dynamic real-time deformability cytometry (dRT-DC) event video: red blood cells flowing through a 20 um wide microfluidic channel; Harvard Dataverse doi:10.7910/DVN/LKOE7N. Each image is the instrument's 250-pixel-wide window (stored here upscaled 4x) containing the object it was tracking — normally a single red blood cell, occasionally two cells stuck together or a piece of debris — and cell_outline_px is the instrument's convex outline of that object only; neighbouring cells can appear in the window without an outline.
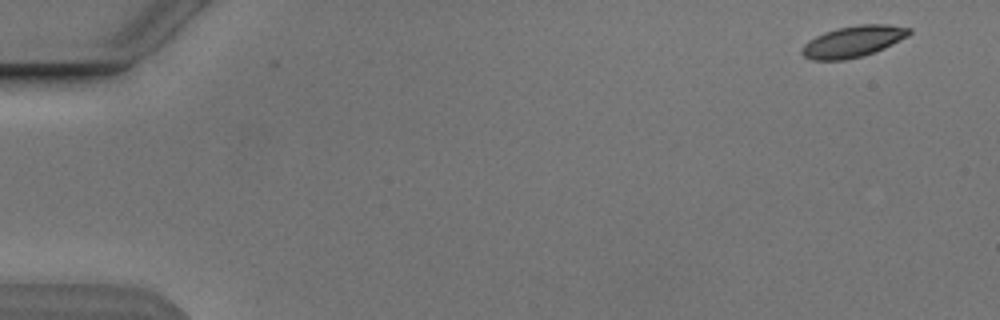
{"species": "Egyptian fruit bat (a non-hibernating species)", "species_latin": "Rousettus aegyptiacus", "temperature_condition": "cold", "stored_images_in_passage": 9, "camera_frame_rate_fps": 3000, "um_per_image_px": 0.085, "animal": {"sex": "male"}, "frame": {"image": 1, "passage_image": 1, "time_ms": 0.0, "image_size_px": [1000, 320], "cell_outline_px": [[912, 32], [908, 36], [884, 48], [860, 56], [844, 60], [812, 60], [804, 56], [800, 52], [800, 48], [808, 40], [824, 32], [836, 28], [856, 24], [888, 24], [912, 28]], "centroid_in_image_um": [72.5, 3.51], "position_along_channel_um": 12.5, "area_um2": 19.65}}
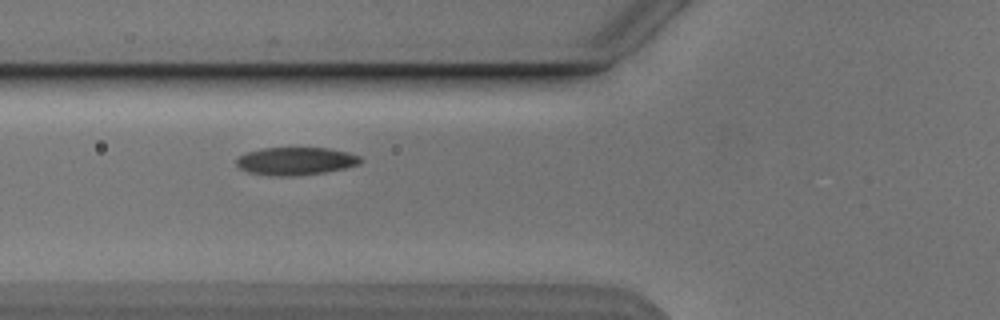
{"frame": {"image": 2, "passage_image": 6, "time_ms": 6.0, "image_size_px": [1000, 320], "cell_outline_px": [[364, 160], [360, 164], [344, 168], [324, 172], [292, 176], [272, 176], [248, 172], [240, 168], [236, 164], [236, 160], [240, 156], [248, 152], [260, 148], [328, 148], [348, 152], [360, 156]], "centroid_in_image_um": [25.15, 13.69], "position_along_channel_um": 100.6, "area_um2": 20.11}}
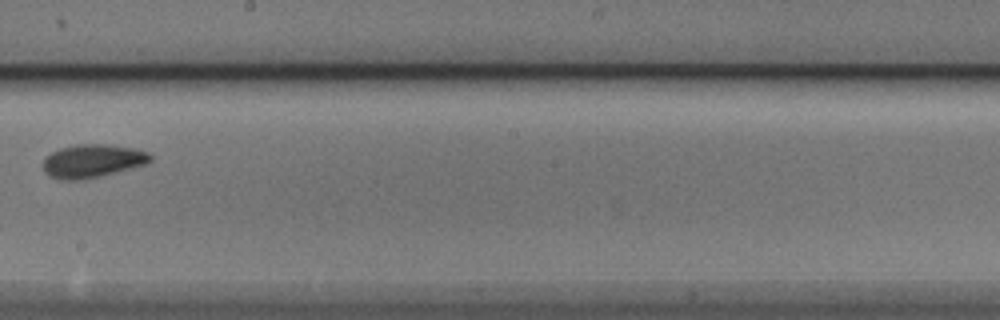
{"frame": {"image": 3, "passage_image": 9, "time_ms": 9.667, "image_size_px": [1000, 320], "cell_outline_px": [[152, 160], [148, 164], [84, 180], [60, 180], [48, 176], [44, 172], [44, 156], [60, 148], [76, 144], [112, 144], [136, 148], [148, 152], [152, 156]], "centroid_in_image_um": [7.88, 13.68], "position_along_channel_um": 240.3, "area_um2": 21.21}}